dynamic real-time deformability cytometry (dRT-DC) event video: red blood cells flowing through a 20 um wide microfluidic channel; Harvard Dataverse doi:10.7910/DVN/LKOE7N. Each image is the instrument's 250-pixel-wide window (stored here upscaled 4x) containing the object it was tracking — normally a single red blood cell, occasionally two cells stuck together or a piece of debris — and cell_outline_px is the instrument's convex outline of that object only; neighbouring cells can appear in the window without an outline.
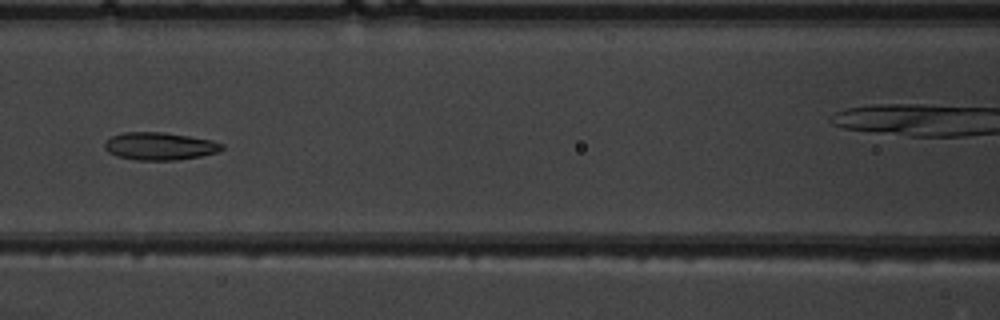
{"species": "common noctule bat (a hibernating species)", "species_latin": "Nyctalus noctula", "temperature_condition": "warm", "stored_images_in_passage": 8, "segment_of_instrument_passage": [1, 2], "camera_frame_rate_fps": 3000, "um_per_image_px": 0.085, "animal": {"sex": "male", "body_mass_g": 19.5, "forearm_length_mm": 54.6}, "frame": {"image": 1, "passage_image": 7, "time_ms": 7.0, "image_size_px": [1000, 320], "cell_outline_px": [[224, 148], [220, 152], [200, 156], [176, 160], [136, 160], [116, 156], [108, 152], [104, 148], [104, 144], [112, 136], [124, 132], [164, 132], [212, 140], [224, 144]], "centroid_in_image_um": [13.59, 12.43], "position_along_channel_um": 153.0, "area_um2": 18.96}}